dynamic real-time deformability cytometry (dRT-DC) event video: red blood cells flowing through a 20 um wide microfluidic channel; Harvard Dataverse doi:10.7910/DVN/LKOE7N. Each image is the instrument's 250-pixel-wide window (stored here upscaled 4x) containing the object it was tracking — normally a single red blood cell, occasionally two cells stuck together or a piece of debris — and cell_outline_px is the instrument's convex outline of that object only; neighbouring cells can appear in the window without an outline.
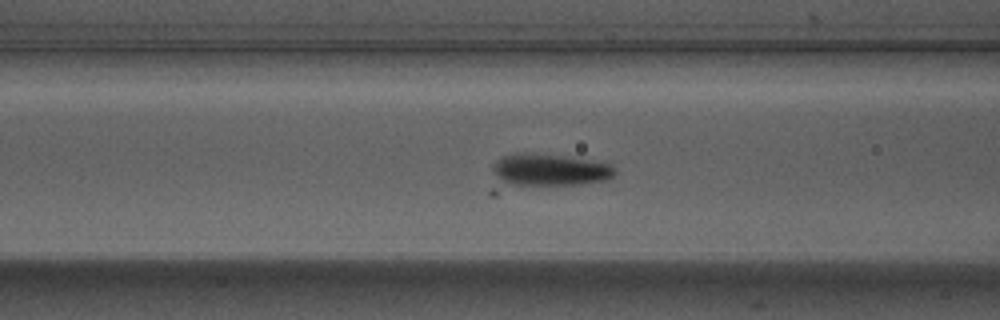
{"species": "Egyptian fruit bat (a non-hibernating species)", "species_latin": "Rousettus aegyptiacus", "temperature_condition": "warm", "stored_images_in_passage": 16, "camera_frame_rate_fps": 3000, "um_per_image_px": 0.085, "animal": {"sex": "male"}, "frame": {"image": 1, "passage_image": 6, "time_ms": 1.667, "image_size_px": [1000, 320], "cell_outline_px": [[616, 172], [608, 180], [496, 196], [488, 196], [488, 192], [492, 164], [496, 160], [504, 156], [560, 156], [588, 160], [612, 164], [616, 168]], "centroid_in_image_um": [46.24, 14.75], "position_along_channel_um": 120.4, "area_um2": 26.7}}
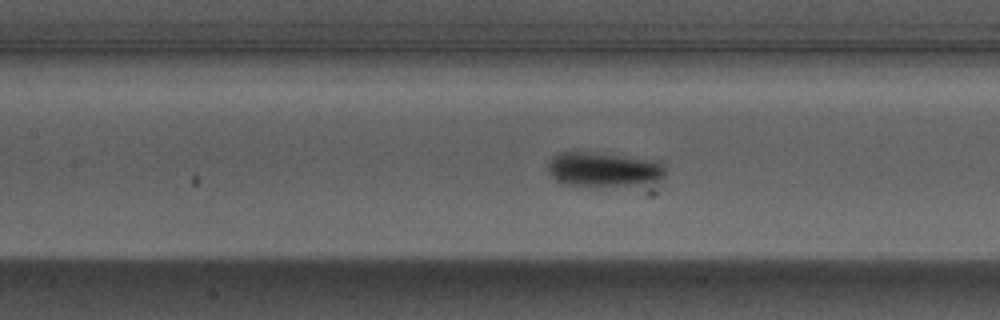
{"frame": {"image": 2, "passage_image": 9, "time_ms": 2.667, "image_size_px": [1000, 320], "cell_outline_px": [[664, 176], [656, 192], [652, 196], [648, 196], [588, 188], [564, 184], [556, 180], [548, 172], [548, 160], [556, 152], [584, 152], [656, 160], [664, 168]], "centroid_in_image_um": [51.6, 14.65], "position_along_channel_um": 155.8, "area_um2": 27.69}}